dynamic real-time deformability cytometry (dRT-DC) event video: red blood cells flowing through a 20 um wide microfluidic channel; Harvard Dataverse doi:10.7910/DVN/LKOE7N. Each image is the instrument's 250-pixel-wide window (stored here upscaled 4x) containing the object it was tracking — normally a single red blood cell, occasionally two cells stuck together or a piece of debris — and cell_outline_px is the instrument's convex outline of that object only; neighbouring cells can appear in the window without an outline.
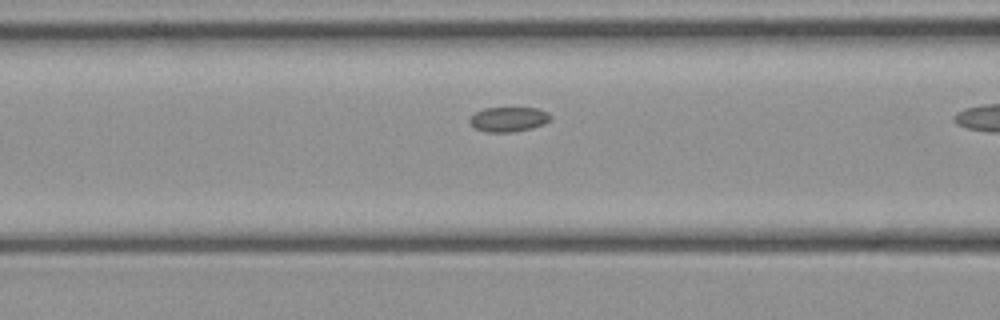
{"species": "common noctule bat (a hibernating species)", "species_latin": "Nyctalus noctula", "temperature_condition": "cold", "stored_images_in_passage": 18, "camera_frame_rate_fps": 3000, "um_per_image_px": 0.085, "animal": {"sex": "female", "body_mass_g": 21.9}, "frame": {"image": 1, "passage_image": 8, "time_ms": 2.333, "image_size_px": [1000, 320], "cell_outline_px": [[552, 116], [544, 124], [532, 128], [512, 132], [484, 132], [476, 128], [468, 120], [476, 112], [484, 108], [540, 108], [548, 112]], "centroid_in_image_um": [43.25, 10.13], "position_along_channel_um": 123.4, "area_um2": 11.62}}
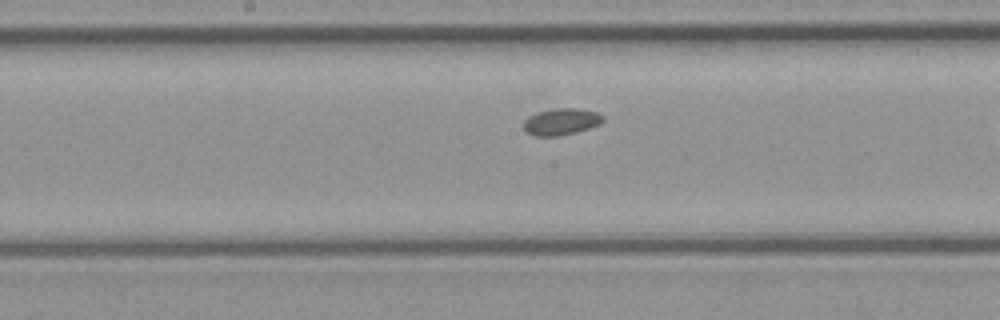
{"frame": {"image": 2, "passage_image": 13, "time_ms": 4.0, "image_size_px": [1000, 320], "cell_outline_px": [[604, 120], [600, 124], [576, 132], [560, 136], [536, 136], [528, 132], [524, 128], [524, 120], [528, 116], [540, 112], [560, 108], [576, 108], [596, 112], [604, 116]], "centroid_in_image_um": [47.73, 10.35], "position_along_channel_um": 200.5, "area_um2": 12.14}}
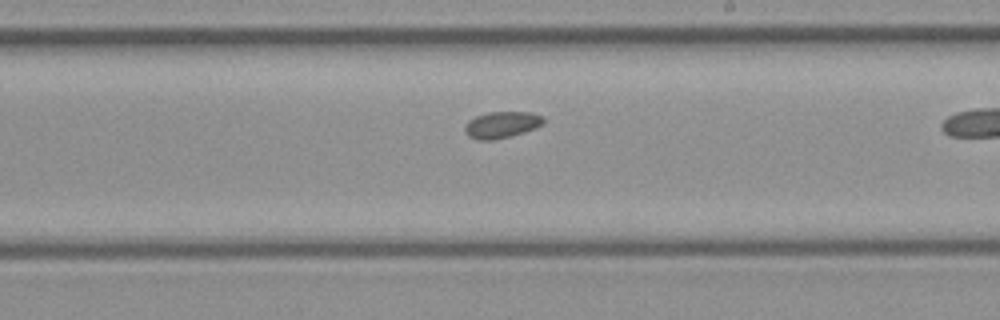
{"frame": {"image": 3, "passage_image": 16, "time_ms": 5.0, "image_size_px": [1000, 320], "cell_outline_px": [[544, 124], [536, 128], [512, 136], [492, 140], [476, 140], [468, 136], [464, 128], [468, 120], [476, 116], [488, 112], [532, 112], [544, 116]], "centroid_in_image_um": [42.67, 10.6], "position_along_channel_um": 246.3, "area_um2": 12.31}}